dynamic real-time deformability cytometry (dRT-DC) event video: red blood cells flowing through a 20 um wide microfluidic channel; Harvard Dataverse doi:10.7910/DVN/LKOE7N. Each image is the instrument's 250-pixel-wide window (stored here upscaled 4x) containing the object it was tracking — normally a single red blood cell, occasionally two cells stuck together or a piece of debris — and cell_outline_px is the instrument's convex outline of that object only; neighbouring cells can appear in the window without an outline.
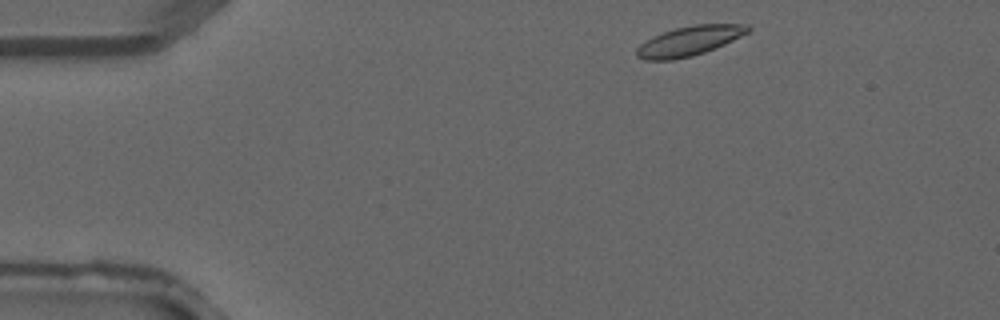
{"species": "common noctule bat (a hibernating species)", "species_latin": "Nyctalus noctula", "temperature_condition": "warm", "stored_images_in_passage": 2, "camera_frame_rate_fps": 3000, "um_per_image_px": 0.085, "animal": {"sex": "male", "forearm_length_mm": 52.5}, "frame": {"image": 1, "passage_image": 1, "time_ms": 0.0, "image_size_px": [1000, 320], "cell_outline_px": [[752, 28], [748, 32], [716, 48], [692, 56], [672, 60], [644, 60], [636, 56], [636, 48], [640, 44], [652, 36], [676, 28], [696, 24], [748, 24]], "centroid_in_image_um": [58.57, 3.48], "position_along_channel_um": 26.4, "area_um2": 19.13}}
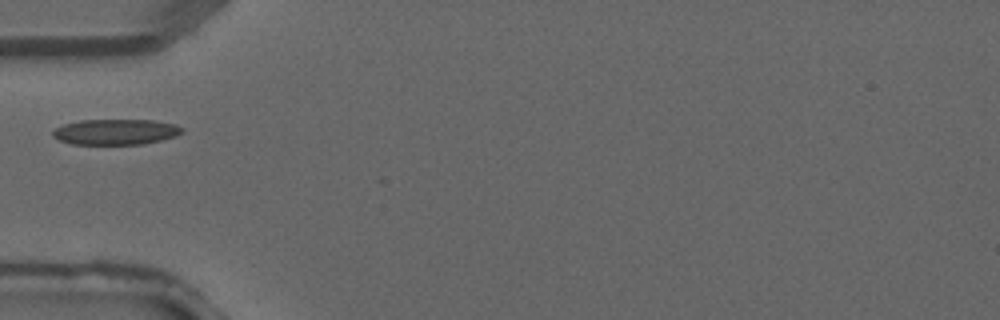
{"frame": {"image": 2, "passage_image": 2, "time_ms": 0.333, "image_size_px": [1000, 320], "cell_outline_px": [[184, 132], [176, 136], [144, 144], [72, 144], [60, 140], [52, 136], [52, 132], [56, 128], [64, 124], [80, 120], [152, 120], [176, 124], [184, 128]], "centroid_in_image_um": [9.86, 11.21], "position_along_channel_um": 75.1, "area_um2": 19.31}}